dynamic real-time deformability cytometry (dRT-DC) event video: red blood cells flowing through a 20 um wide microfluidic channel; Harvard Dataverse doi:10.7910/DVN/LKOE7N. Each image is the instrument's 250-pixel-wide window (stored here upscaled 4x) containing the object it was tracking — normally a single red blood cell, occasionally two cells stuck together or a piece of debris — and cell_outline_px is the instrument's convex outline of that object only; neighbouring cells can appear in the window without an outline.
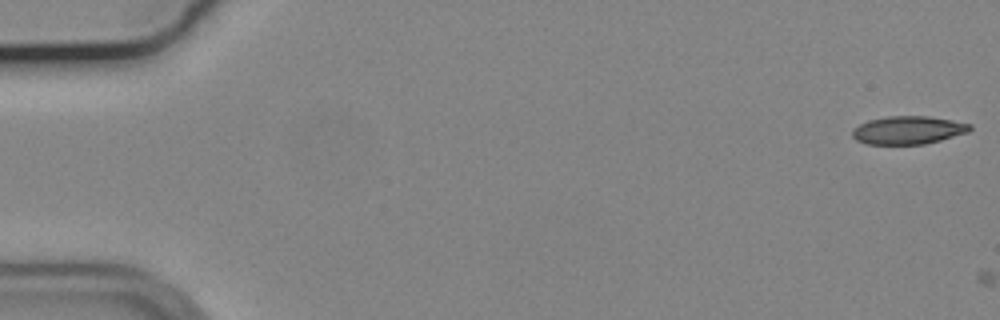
{"species": "common noctule bat (a hibernating species)", "species_latin": "Nyctalus noctula", "temperature_condition": "cold", "stored_images_in_passage": 2, "camera_frame_rate_fps": 3000, "um_per_image_px": 0.085, "animal": {"sex": "male", "body_mass_g": 19.2, "forearm_length_mm": 51.8}, "frame": {"image": 1, "passage_image": 1, "time_ms": 0.0, "image_size_px": [1000, 320], "cell_outline_px": [[972, 128], [968, 132], [940, 140], [924, 144], [868, 144], [856, 140], [852, 136], [852, 128], [868, 120], [888, 116], [928, 116], [972, 124]], "centroid_in_image_um": [77.17, 11.06], "position_along_channel_um": 7.8, "area_um2": 19.19}}